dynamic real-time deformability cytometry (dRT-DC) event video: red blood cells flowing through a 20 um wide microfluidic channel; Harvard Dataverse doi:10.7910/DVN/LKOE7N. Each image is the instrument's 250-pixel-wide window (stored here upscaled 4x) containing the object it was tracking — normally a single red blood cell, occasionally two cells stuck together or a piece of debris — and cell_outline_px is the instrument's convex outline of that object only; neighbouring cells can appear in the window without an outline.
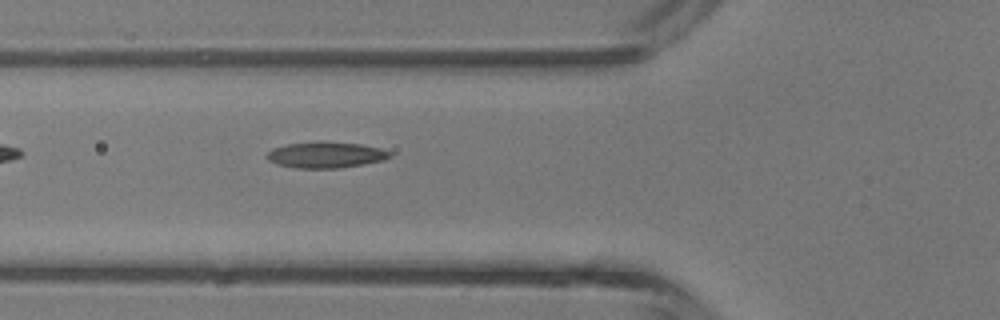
{"species": "common noctule bat (a hibernating species)", "species_latin": "Nyctalus noctula", "temperature_condition": "room temperature", "stored_images_in_passage": 5, "camera_frame_rate_fps": 3000, "um_per_image_px": 0.085, "animal": {"sex": "male", "body_mass_g": 13.3}, "frame": {"image": 1, "passage_image": 5, "time_ms": 4.667, "image_size_px": [1000, 320], "cell_outline_px": [[392, 156], [384, 160], [364, 164], [340, 168], [296, 168], [276, 164], [268, 160], [264, 156], [272, 148], [288, 144], [320, 140], [360, 144], [380, 148], [392, 152]], "centroid_in_image_um": [27.68, 13.15], "position_along_channel_um": 98.1, "area_um2": 19.02}}